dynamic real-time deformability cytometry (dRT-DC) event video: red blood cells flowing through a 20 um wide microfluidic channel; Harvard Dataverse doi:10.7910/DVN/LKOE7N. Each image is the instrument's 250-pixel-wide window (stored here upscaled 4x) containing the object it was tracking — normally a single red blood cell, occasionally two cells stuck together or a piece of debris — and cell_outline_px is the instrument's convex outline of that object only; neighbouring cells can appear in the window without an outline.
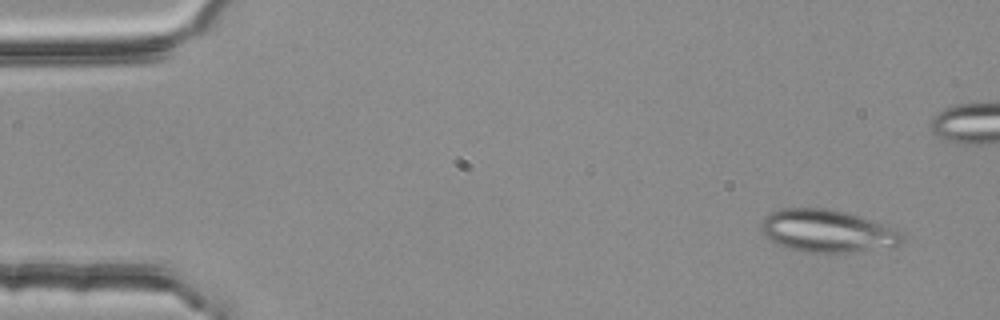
{"species": "common noctule bat (a hibernating species)", "species_latin": "Nyctalus noctula", "temperature_condition": "room temperature", "stored_images_in_passage": 4, "camera_frame_rate_fps": 3000, "um_per_image_px": 0.085, "animal": {"sex": "female", "body_mass_g": 25.1}, "frame": {"image": 1, "passage_image": 1, "time_ms": 0.0, "image_size_px": [1000, 320], "cell_outline_px": [[904, 240], [900, 244], [892, 248], [848, 252], [804, 252], [776, 244], [760, 228], [760, 224], [764, 216], [780, 208], [828, 208], [844, 212], [888, 224], [904, 232]], "centroid_in_image_um": [70.4, 19.63], "position_along_channel_um": 14.6, "area_um2": 35.32}}